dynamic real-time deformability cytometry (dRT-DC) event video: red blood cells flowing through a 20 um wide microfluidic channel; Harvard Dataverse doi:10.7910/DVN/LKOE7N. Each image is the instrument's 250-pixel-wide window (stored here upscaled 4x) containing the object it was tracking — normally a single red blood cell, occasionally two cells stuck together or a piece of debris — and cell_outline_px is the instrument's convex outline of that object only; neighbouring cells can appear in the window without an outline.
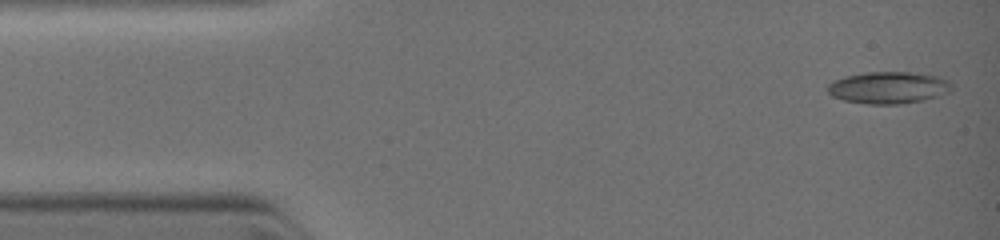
{"species": "common noctule bat (a hibernating species)", "species_latin": "Nyctalus noctula", "temperature_condition": "warm", "stored_images_in_passage": 20, "camera_frame_rate_fps": 3000, "um_per_image_px": 0.085, "animal": {"sex": "female", "body_mass_g": 19.0, "forearm_length_mm": 51.5}, "frame": {"image": 1, "passage_image": 1, "time_ms": 0.0, "image_size_px": [1000, 240], "cell_outline_px": [[952, 88], [948, 92], [924, 100], [904, 104], [864, 104], [844, 100], [832, 96], [828, 92], [828, 84], [844, 76], [864, 72], [908, 72], [940, 76], [948, 80], [952, 84]], "centroid_in_image_um": [75.52, 7.45], "position_along_channel_um": 9.5, "area_um2": 23.18}}
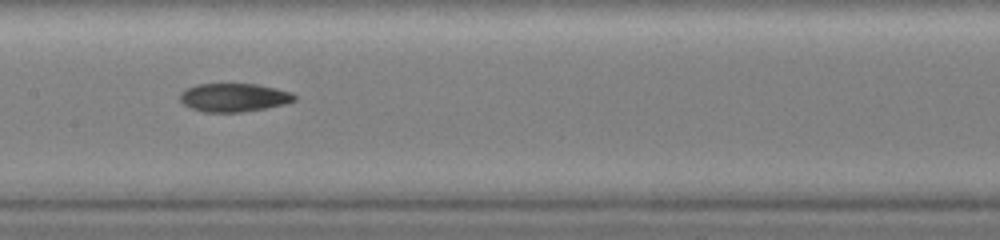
{"frame": {"image": 2, "passage_image": 10, "time_ms": 5.333, "image_size_px": [1000, 240], "cell_outline_px": [[296, 100], [284, 104], [264, 108], [240, 112], [204, 112], [192, 108], [184, 104], [180, 100], [180, 92], [196, 84], [256, 84], [276, 88], [292, 92], [296, 96]], "centroid_in_image_um": [19.89, 8.28], "position_along_channel_um": 187.5, "area_um2": 18.84}}
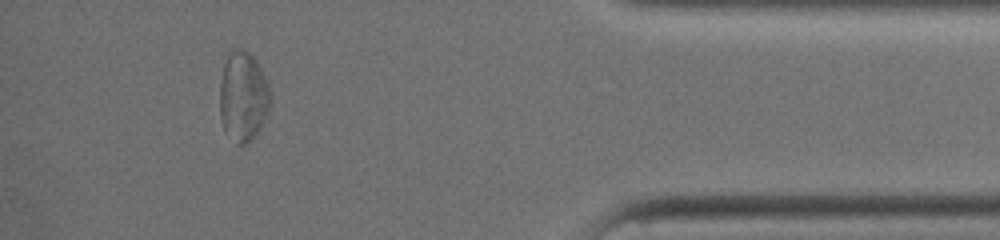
{"frame": {"image": 3, "passage_image": 18, "time_ms": 10.333, "image_size_px": [1000, 240], "cell_outline_px": [[272, 100], [268, 112], [260, 128], [252, 140], [248, 144], [236, 144], [224, 128], [220, 116], [220, 80], [224, 64], [228, 52], [232, 48], [244, 48], [256, 60], [268, 84], [272, 96]], "centroid_in_image_um": [20.67, 8.18], "position_along_channel_um": 414.5, "area_um2": 26.76}}